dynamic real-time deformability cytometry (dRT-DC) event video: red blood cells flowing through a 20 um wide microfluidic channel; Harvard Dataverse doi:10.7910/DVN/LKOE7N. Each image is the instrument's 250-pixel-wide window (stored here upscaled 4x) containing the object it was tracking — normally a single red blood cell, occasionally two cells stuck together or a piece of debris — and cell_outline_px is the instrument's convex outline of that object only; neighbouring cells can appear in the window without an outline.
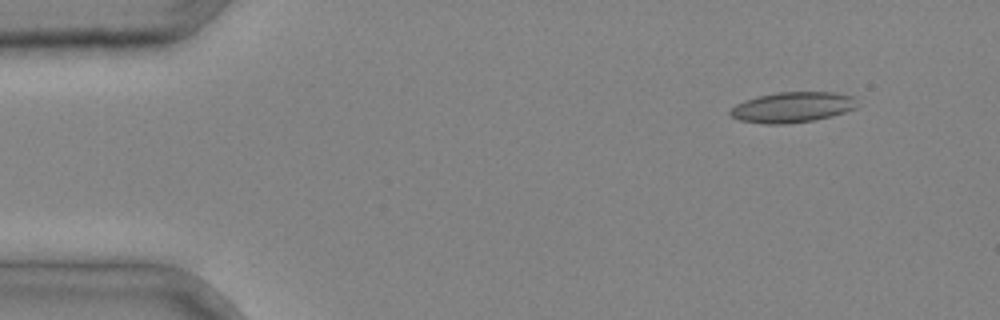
{"species": "common noctule bat (a hibernating species)", "species_latin": "Nyctalus noctula", "temperature_condition": "cold", "stored_images_in_passage": 3, "camera_frame_rate_fps": 3000, "um_per_image_px": 0.085, "animal": {"sex": "male", "body_mass_g": 20.4}, "frame": {"image": 1, "passage_image": 1, "time_ms": 0.0, "image_size_px": [1000, 320], "cell_outline_px": [[856, 108], [832, 116], [812, 120], [784, 124], [764, 124], [740, 120], [732, 116], [728, 112], [736, 104], [744, 100], [756, 96], [780, 92], [832, 92], [852, 96]], "centroid_in_image_um": [67.3, 9.11], "position_along_channel_um": 17.7, "area_um2": 22.31}}
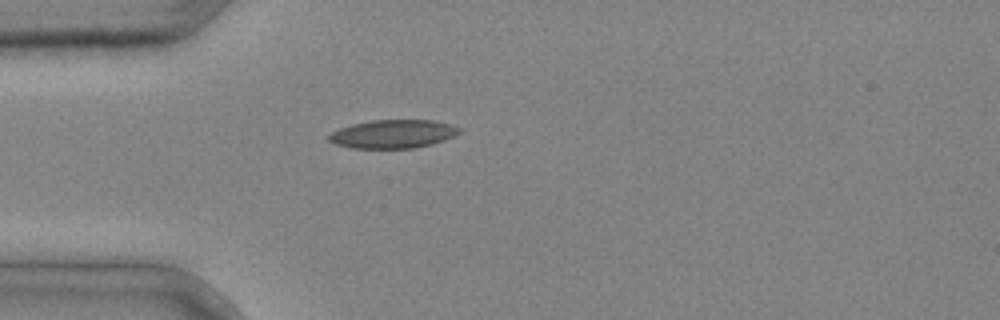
{"frame": {"image": 2, "passage_image": 3, "time_ms": 0.667, "image_size_px": [1000, 320], "cell_outline_px": [[464, 128], [460, 132], [444, 140], [432, 144], [412, 148], [352, 148], [336, 144], [328, 140], [328, 136], [332, 132], [340, 128], [352, 124], [372, 120], [432, 120]], "centroid_in_image_um": [33.41, 11.38], "position_along_channel_um": 51.6, "area_um2": 21.5}}